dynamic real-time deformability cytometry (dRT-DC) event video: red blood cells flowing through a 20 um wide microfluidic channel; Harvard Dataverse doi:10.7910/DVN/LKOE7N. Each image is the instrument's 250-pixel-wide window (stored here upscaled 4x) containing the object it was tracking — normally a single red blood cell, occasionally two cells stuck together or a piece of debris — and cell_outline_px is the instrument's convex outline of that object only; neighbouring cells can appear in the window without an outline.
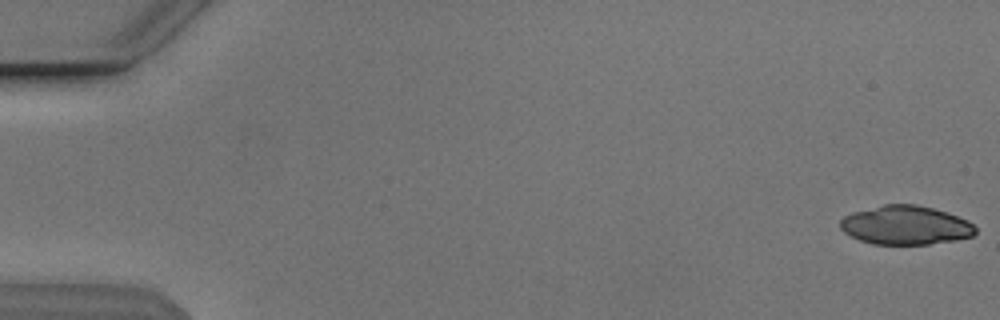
{"species": "Egyptian fruit bat (a non-hibernating species)", "species_latin": "Rousettus aegyptiacus", "temperature_condition": "cold", "stored_images_in_passage": 24, "camera_frame_rate_fps": 3000, "um_per_image_px": 0.085, "animal": {"sex": "male"}, "frame": {"image": 1, "passage_image": 1, "time_ms": 0.0, "image_size_px": [1000, 320], "cell_outline_px": [[976, 232], [972, 236], [956, 240], [928, 244], [872, 244], [860, 240], [844, 232], [840, 228], [840, 220], [844, 216], [852, 212], [884, 204], [916, 204], [932, 208], [968, 220], [976, 228]], "centroid_in_image_um": [76.96, 19.14], "position_along_channel_um": 8.0, "area_um2": 30.52}}